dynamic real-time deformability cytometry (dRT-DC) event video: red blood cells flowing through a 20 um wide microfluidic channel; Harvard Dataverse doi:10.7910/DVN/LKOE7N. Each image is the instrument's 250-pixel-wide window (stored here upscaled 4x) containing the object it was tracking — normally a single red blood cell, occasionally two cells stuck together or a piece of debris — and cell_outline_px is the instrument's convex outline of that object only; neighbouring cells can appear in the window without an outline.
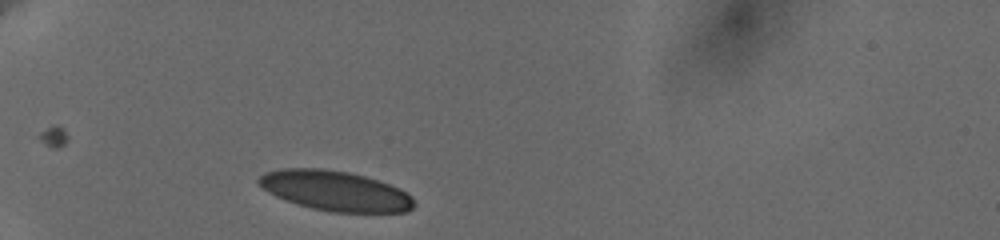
{"species": "human", "species_latin": "Homo sapiens", "temperature_condition": "cold", "stored_images_in_passage": 32, "camera_frame_rate_fps": 3000, "um_per_image_px": 0.085, "donor": {"sex": "female"}, "frame": {"image": 1, "passage_image": 1, "time_ms": 0.0, "image_size_px": [1000, 240], "cell_outline_px": [[416, 204], [408, 212], [332, 212], [312, 208], [276, 196], [268, 192], [256, 184], [256, 180], [264, 172], [280, 168], [320, 168], [348, 172], [364, 176], [400, 188], [412, 196]], "centroid_in_image_um": [28.48, 16.21], "position_along_channel_um": 56.5, "area_um2": 36.18}}
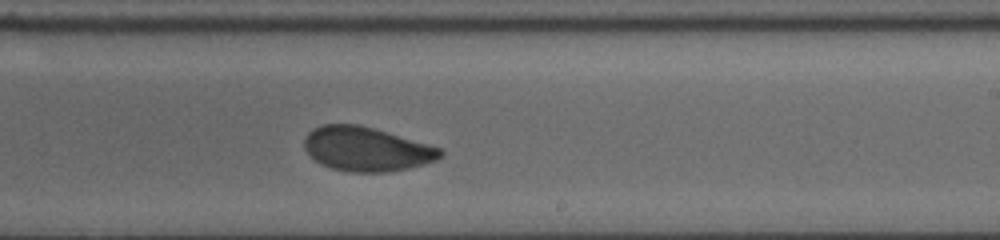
{"frame": {"image": 2, "passage_image": 20, "time_ms": 6.333, "image_size_px": [1000, 240], "cell_outline_px": [[444, 156], [436, 160], [424, 164], [408, 168], [388, 172], [348, 172], [332, 168], [316, 160], [304, 148], [304, 140], [308, 132], [312, 128], [324, 124], [356, 124], [372, 128], [440, 148], [444, 152]], "centroid_in_image_um": [31.14, 12.67], "position_along_channel_um": 257.9, "area_um2": 34.62}}
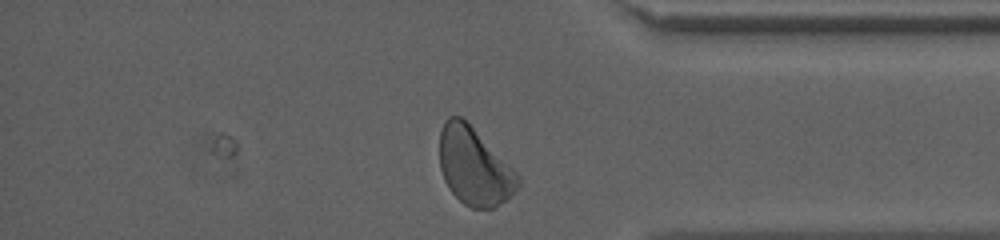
{"frame": {"image": 3, "passage_image": 32, "time_ms": 10.333, "image_size_px": [1000, 240], "cell_outline_px": [[520, 184], [508, 200], [496, 208], [472, 208], [464, 204], [448, 188], [444, 180], [440, 168], [440, 132], [448, 116], [460, 116], [520, 176]], "centroid_in_image_um": [40.31, 14.21], "position_along_channel_um": 394.9, "area_um2": 34.8}, "authors_computed_cell_mechanics": {"area_um2": 35.7493, "velocity_mm_per_s": 3.6197, "shape_relaxation_time_tau1_ms": 3.3649, "shape_relaxation_time_tau2_ms": 1.5063, "deformation_change_tau1": 0.1162, "deformation_change_tau2": 0.0653}}